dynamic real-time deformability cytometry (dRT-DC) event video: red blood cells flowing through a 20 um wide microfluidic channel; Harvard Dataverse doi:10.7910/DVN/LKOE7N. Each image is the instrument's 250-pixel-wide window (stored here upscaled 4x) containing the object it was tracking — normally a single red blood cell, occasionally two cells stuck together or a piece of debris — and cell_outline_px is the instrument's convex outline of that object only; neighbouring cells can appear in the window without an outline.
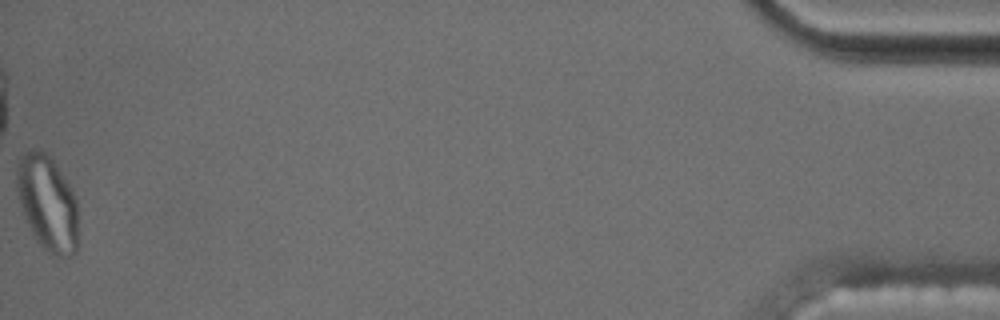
{"species": "common noctule bat (a hibernating species)", "species_latin": "Nyctalus noctula", "temperature_condition": "cold", "stored_images_in_passage": 44, "camera_frame_rate_fps": 3000, "um_per_image_px": 0.085, "animal": {"sex": "male", "body_mass_g": 17.5, "forearm_length_mm": 52.3}, "frame": {"image": 1, "passage_image": 44, "time_ms": 14.333, "image_size_px": [1000, 320], "cell_outline_px": [[76, 252], [68, 256], [52, 256], [36, 240], [24, 220], [16, 192], [16, 160], [24, 152], [32, 148], [40, 148], [56, 164], [76, 196]], "centroid_in_image_um": [3.97, 17.22], "position_along_channel_um": 431.2, "area_um2": 34.51}, "authors_computed_cell_mechanics": {"area_um2": 19.2474, "velocity_mm_per_s": 3.5101, "shape_relaxation_time_tau1_ms": null, "shape_relaxation_time_tau2_ms": 2.4868, "deformation_change_tau1": null, "deformation_change_tau2": 0.0868}}